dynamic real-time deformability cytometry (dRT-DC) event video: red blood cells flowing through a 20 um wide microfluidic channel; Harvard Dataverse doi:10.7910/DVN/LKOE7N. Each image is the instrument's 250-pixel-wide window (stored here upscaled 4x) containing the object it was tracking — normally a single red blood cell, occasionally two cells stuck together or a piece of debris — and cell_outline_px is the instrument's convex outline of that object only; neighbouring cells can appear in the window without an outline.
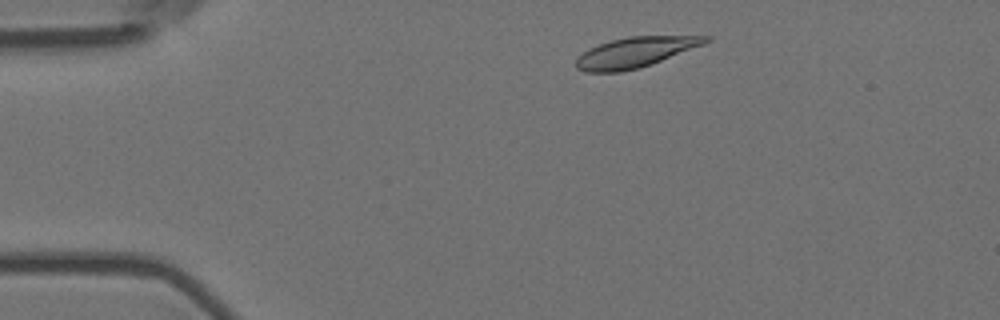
{"species": "Egyptian fruit bat (a non-hibernating species)", "species_latin": "Rousettus aegyptiacus", "temperature_condition": "room temperature", "stored_images_in_passage": 39, "camera_frame_rate_fps": 3000, "um_per_image_px": 0.085, "animal": {"sex": "female"}, "frame": {"image": 1, "passage_image": 1, "time_ms": 0.0, "image_size_px": [1000, 320], "cell_outline_px": [[712, 40], [704, 44], [640, 68], [620, 72], [584, 72], [576, 68], [576, 60], [588, 48], [612, 40], [628, 36], [712, 36]], "centroid_in_image_um": [53.99, 4.45], "position_along_channel_um": 31.0, "area_um2": 22.66}}
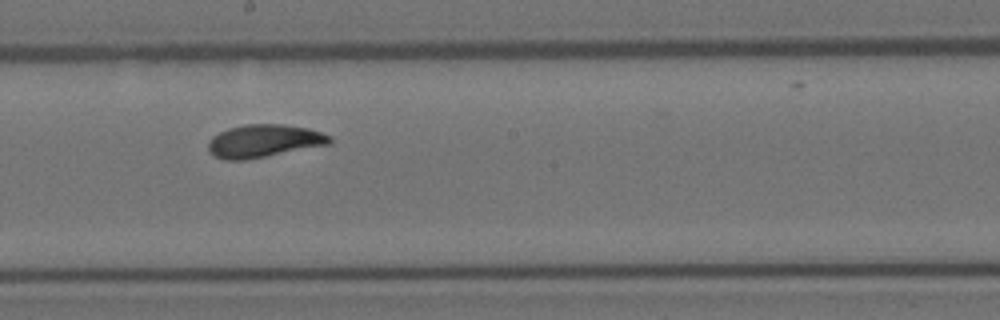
{"frame": {"image": 2, "passage_image": 22, "time_ms": 7.0, "image_size_px": [1000, 320], "cell_outline_px": [[332, 144], [244, 160], [224, 160], [212, 156], [208, 152], [208, 140], [212, 136], [228, 128], [244, 124], [284, 124], [308, 128], [332, 136]], "centroid_in_image_um": [22.41, 11.98], "position_along_channel_um": 225.8, "area_um2": 23.52}}
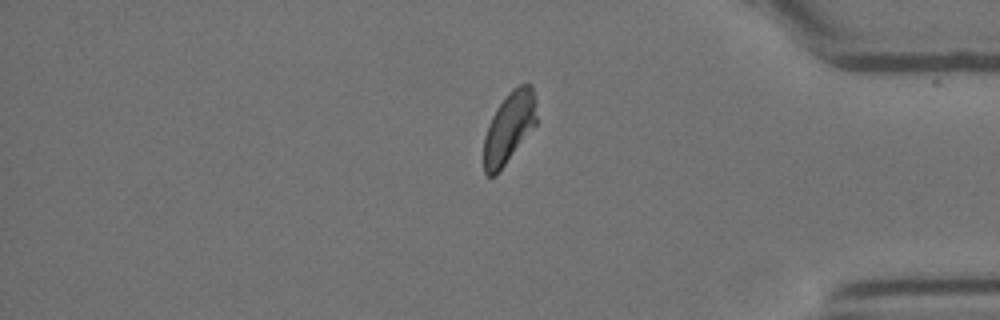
{"frame": {"image": 3, "passage_image": 38, "time_ms": 12.333, "image_size_px": [1000, 320], "cell_outline_px": [[536, 124], [496, 176], [488, 176], [484, 172], [484, 136], [488, 124], [496, 108], [508, 92], [512, 88], [520, 84], [532, 84], [536, 100]], "centroid_in_image_um": [43.27, 10.82], "position_along_channel_um": 391.9, "area_um2": 21.91}}